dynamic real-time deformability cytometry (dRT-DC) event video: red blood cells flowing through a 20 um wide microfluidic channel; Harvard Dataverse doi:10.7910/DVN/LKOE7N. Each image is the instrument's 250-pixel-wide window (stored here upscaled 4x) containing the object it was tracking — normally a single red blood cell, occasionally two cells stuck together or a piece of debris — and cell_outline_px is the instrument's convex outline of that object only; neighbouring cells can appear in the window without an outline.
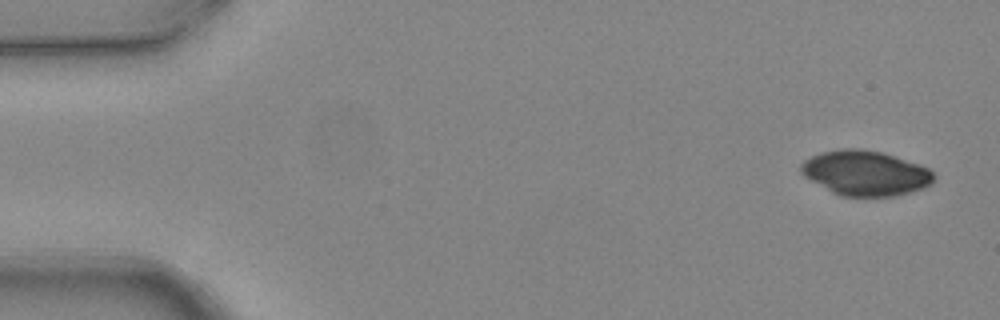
{"species": "common noctule bat (a hibernating species)", "species_latin": "Nyctalus noctula", "temperature_condition": "warm", "stored_images_in_passage": 7, "camera_frame_rate_fps": 3000, "um_per_image_px": 0.085, "animal": {"sex": "female", "body_mass_g": 24.6, "forearm_length_mm": 56.2}, "frame": {"image": 1, "passage_image": 1, "time_ms": 0.0, "image_size_px": [1000, 320], "cell_outline_px": [[936, 176], [932, 184], [924, 188], [912, 192], [896, 196], [840, 196], [832, 192], [804, 176], [800, 172], [800, 164], [804, 160], [820, 152], [840, 148], [860, 148], [880, 152], [920, 164], [928, 168]], "centroid_in_image_um": [73.57, 14.71], "position_along_channel_um": 11.4, "area_um2": 34.97}}